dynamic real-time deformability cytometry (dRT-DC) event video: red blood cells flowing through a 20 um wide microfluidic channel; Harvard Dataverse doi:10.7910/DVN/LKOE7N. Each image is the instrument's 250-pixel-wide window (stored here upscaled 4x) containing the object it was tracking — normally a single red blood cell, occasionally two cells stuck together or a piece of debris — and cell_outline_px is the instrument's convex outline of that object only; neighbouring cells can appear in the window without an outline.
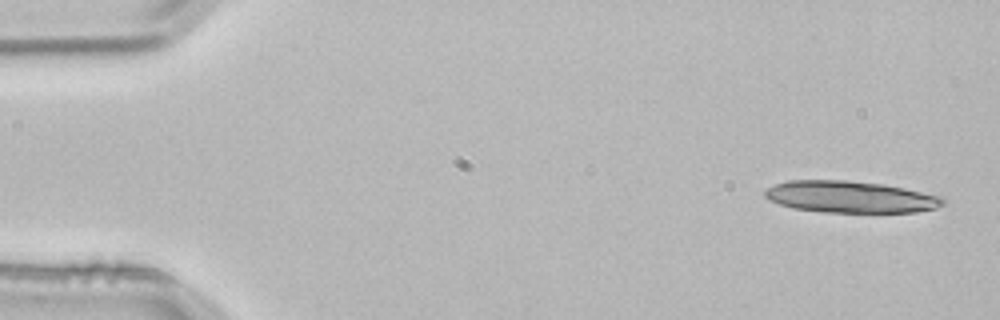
{"species": "common noctule bat (a hibernating species)", "species_latin": "Nyctalus noctula", "temperature_condition": "room temperature", "stored_images_in_passage": 4, "camera_frame_rate_fps": 3000, "um_per_image_px": 0.085, "animal": {"sex": "male", "body_mass_g": 21.5, "forearm_length_mm": 52.0}, "frame": {"image": 1, "passage_image": 1, "time_ms": 0.0, "image_size_px": [1000, 320], "cell_outline_px": [[944, 204], [936, 208], [916, 212], [820, 212], [792, 208], [768, 200], [764, 196], [764, 192], [768, 188], [776, 184], [788, 180], [844, 180], [884, 184], [904, 188], [940, 196], [944, 200]], "centroid_in_image_um": [72.25, 16.74], "position_along_channel_um": 12.8, "area_um2": 32.89}}